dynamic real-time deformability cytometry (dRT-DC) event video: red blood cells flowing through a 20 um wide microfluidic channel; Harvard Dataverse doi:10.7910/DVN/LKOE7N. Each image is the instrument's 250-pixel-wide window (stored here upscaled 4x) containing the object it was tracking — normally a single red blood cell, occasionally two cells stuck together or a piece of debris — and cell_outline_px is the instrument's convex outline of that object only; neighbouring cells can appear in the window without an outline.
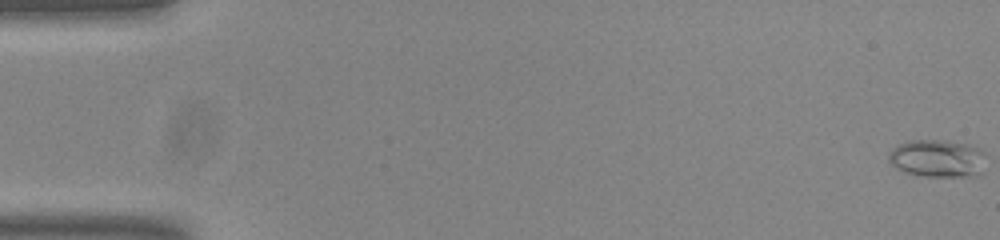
{"species": "common noctule bat (a hibernating species)", "species_latin": "Nyctalus noctula", "temperature_condition": "room temperature", "stored_images_in_passage": 55, "camera_frame_rate_fps": 3000, "um_per_image_px": 0.085, "animal": {"sex": "male", "body_mass_g": 20.0, "forearm_length_mm": 53.3}, "frame": {"image": 1, "passage_image": 1, "time_ms": 0.0, "image_size_px": [1000, 240], "cell_outline_px": [[984, 172], [980, 176], [924, 176], [904, 172], [892, 164], [888, 160], [888, 156], [892, 148], [908, 140], [948, 140], [968, 144], [980, 148], [984, 152]], "centroid_in_image_um": [79.73, 13.46], "position_along_channel_um": 5.3, "area_um2": 21.62}}
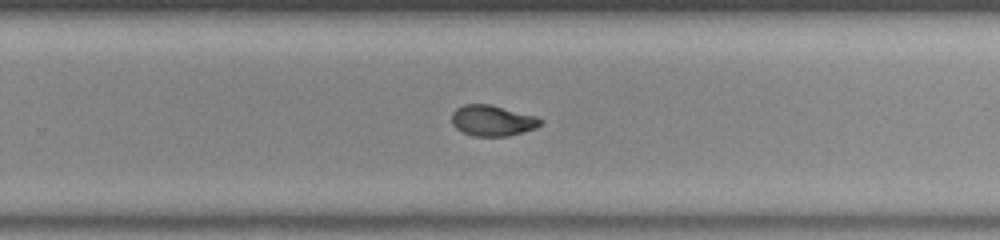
{"frame": {"image": 2, "passage_image": 36, "time_ms": 11.667, "image_size_px": [1000, 240], "cell_outline_px": [[544, 120], [536, 128], [508, 136], [472, 136], [456, 128], [452, 124], [452, 112], [456, 108], [464, 104], [488, 104], [536, 116]], "centroid_in_image_um": [41.84, 10.25], "position_along_channel_um": 288.0, "area_um2": 15.84}}
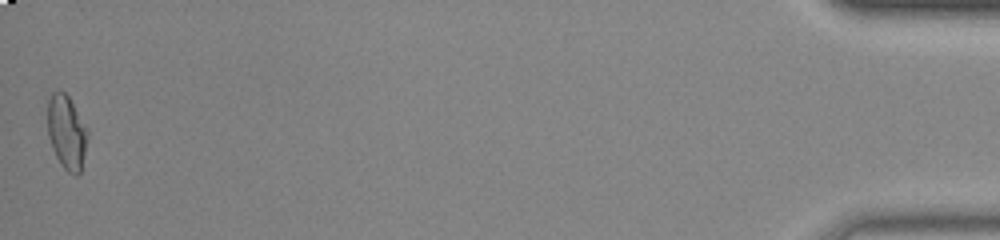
{"frame": {"image": 3, "passage_image": 55, "time_ms": 18.0, "image_size_px": [1000, 240], "cell_outline_px": [[88, 132], [80, 172], [76, 176], [68, 172], [60, 164], [52, 148], [48, 136], [48, 100], [52, 92], [64, 92], [68, 96]], "centroid_in_image_um": [5.64, 11.26], "position_along_channel_um": 429.6, "area_um2": 16.76}, "authors_computed_cell_mechanics": {"area_um2": 16.2418, "velocity_mm_per_s": 3.7633, "shape_relaxation_time_tau1_ms": 6.9108, "shape_relaxation_time_tau2_ms": 1.4329, "deformation_change_tau1": 0.2125, "deformation_change_tau2": 0.05}}